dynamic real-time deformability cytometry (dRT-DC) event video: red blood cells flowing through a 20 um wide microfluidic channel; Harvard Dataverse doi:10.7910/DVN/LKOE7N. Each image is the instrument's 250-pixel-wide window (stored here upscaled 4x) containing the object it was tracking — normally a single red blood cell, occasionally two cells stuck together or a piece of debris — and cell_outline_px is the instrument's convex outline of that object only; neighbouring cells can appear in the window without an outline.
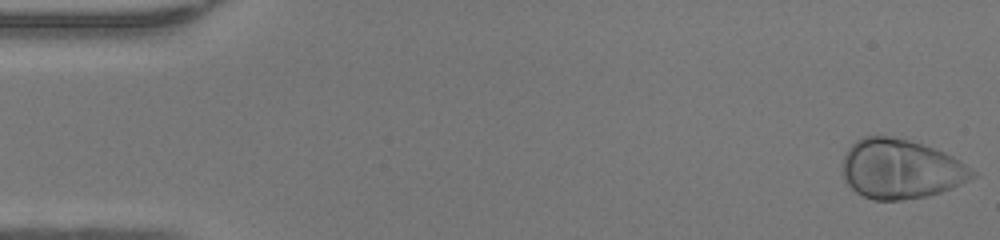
{"species": "human", "species_latin": "Homo sapiens", "temperature_condition": "warm", "stored_images_in_passage": 48, "camera_frame_rate_fps": 3000, "um_per_image_px": 0.085, "donor": {"sex": "female"}, "frame": {"image": 1, "passage_image": 1, "time_ms": 0.0, "image_size_px": [1000, 240], "cell_outline_px": [[980, 176], [952, 188], [928, 196], [904, 200], [872, 200], [856, 192], [844, 180], [840, 164], [848, 148], [856, 140], [864, 136], [888, 136], [908, 140], [944, 152], [960, 160], [976, 172]], "centroid_in_image_um": [76.56, 14.38], "position_along_channel_um": 8.4, "area_um2": 45.37}}
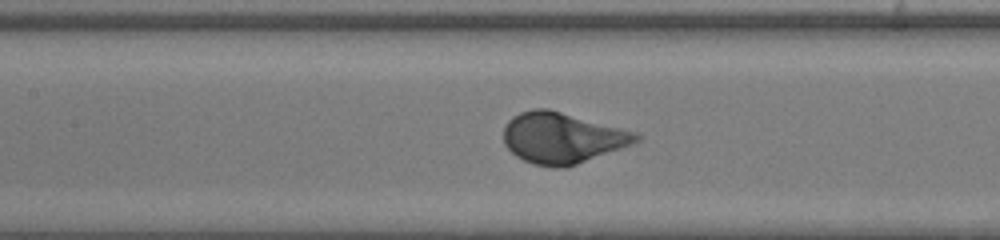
{"frame": {"image": 2, "passage_image": 22, "time_ms": 7.0, "image_size_px": [1000, 240], "cell_outline_px": [[640, 140], [632, 144], [576, 164], [564, 168], [552, 168], [532, 164], [516, 156], [504, 144], [504, 128], [508, 120], [512, 116], [520, 112], [532, 108], [548, 108], [636, 132], [640, 136]], "centroid_in_image_um": [47.75, 11.72], "position_along_channel_um": 159.6, "area_um2": 39.19}}
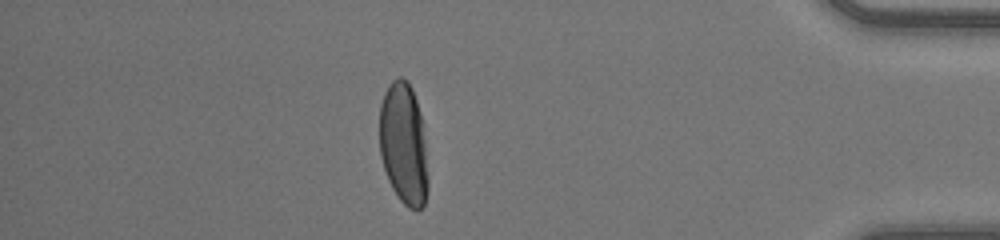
{"frame": {"image": 3, "passage_image": 42, "time_ms": 13.667, "image_size_px": [1000, 240], "cell_outline_px": [[428, 188], [424, 204], [420, 208], [408, 208], [400, 200], [392, 188], [388, 180], [380, 156], [380, 104], [384, 92], [388, 84], [396, 76], [400, 76], [408, 80], [412, 88], [420, 112], [424, 140], [428, 176]], "centroid_in_image_um": [34.29, 12.2], "position_along_channel_um": 400.9, "area_um2": 34.56}, "authors_computed_cell_mechanics": {"area_um2": 39.1306, "velocity_mm_per_s": 4.2627, "shape_relaxation_time_tau1_ms": 2.1484, "shape_relaxation_time_tau2_ms": null, "deformation_change_tau1": 0.1801, "deformation_change_tau2": null}}